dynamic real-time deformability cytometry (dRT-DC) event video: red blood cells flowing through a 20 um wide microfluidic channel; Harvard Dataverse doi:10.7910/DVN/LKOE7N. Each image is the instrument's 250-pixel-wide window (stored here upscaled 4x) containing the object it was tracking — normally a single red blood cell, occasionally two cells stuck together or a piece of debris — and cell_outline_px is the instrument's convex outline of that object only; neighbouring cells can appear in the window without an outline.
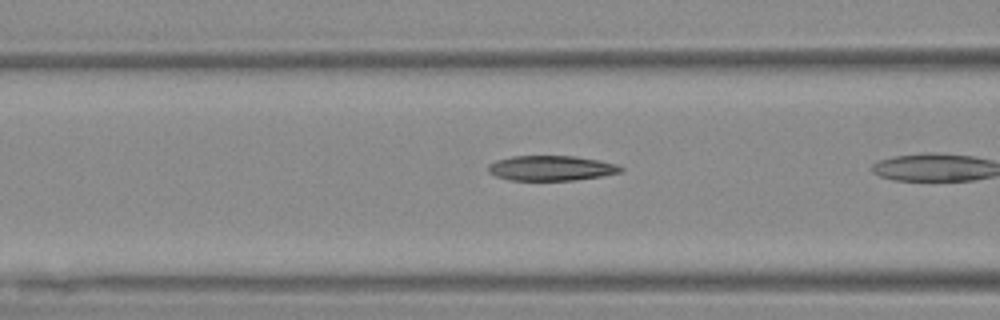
{"species": "Egyptian fruit bat (a non-hibernating species)", "species_latin": "Rousettus aegyptiacus", "temperature_condition": "warm", "stored_images_in_passage": 6, "camera_frame_rate_fps": 3000, "um_per_image_px": 0.085, "animal": {"sex": "female"}, "frame": {"image": 1, "passage_image": 5, "time_ms": 1.333, "image_size_px": [1000, 320], "cell_outline_px": [[624, 168], [620, 172], [600, 176], [576, 180], [512, 180], [496, 176], [488, 172], [488, 164], [496, 160], [512, 156], [576, 156], [616, 164]], "centroid_in_image_um": [46.81, 14.29], "position_along_channel_um": 119.8, "area_um2": 19.19}}